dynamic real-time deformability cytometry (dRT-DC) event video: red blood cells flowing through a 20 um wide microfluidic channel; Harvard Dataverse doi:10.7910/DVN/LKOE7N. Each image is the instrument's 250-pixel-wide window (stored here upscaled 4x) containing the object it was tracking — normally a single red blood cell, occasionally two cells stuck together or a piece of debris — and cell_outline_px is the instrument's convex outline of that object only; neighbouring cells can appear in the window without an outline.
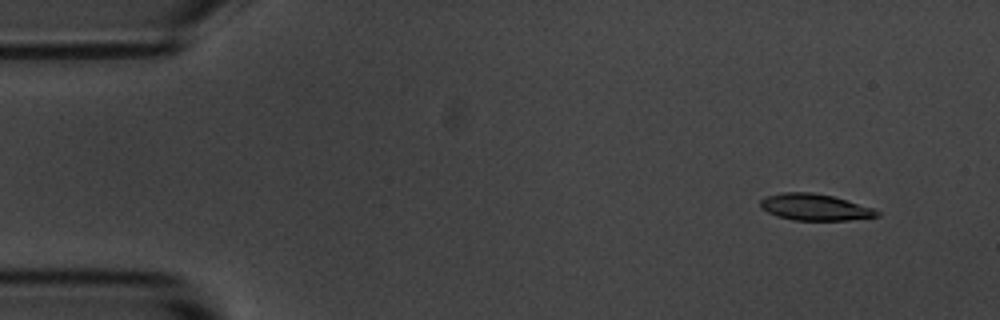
{"species": "common noctule bat (a hibernating species)", "species_latin": "Nyctalus noctula", "temperature_condition": "room temperature", "stored_images_in_passage": 4, "camera_frame_rate_fps": 3000, "um_per_image_px": 0.085, "animal": {"sex": "male", "body_mass_g": 20.1, "forearm_length_mm": 53.5}, "frame": {"image": 1, "passage_image": 2, "time_ms": 1.333, "image_size_px": [1000, 320], "cell_outline_px": [[880, 216], [848, 220], [792, 220], [776, 216], [760, 208], [760, 200], [768, 196], [784, 192], [812, 192], [832, 196], [872, 208], [880, 212]], "centroid_in_image_um": [69.23, 17.62], "position_along_channel_um": 15.8, "area_um2": 17.86}}